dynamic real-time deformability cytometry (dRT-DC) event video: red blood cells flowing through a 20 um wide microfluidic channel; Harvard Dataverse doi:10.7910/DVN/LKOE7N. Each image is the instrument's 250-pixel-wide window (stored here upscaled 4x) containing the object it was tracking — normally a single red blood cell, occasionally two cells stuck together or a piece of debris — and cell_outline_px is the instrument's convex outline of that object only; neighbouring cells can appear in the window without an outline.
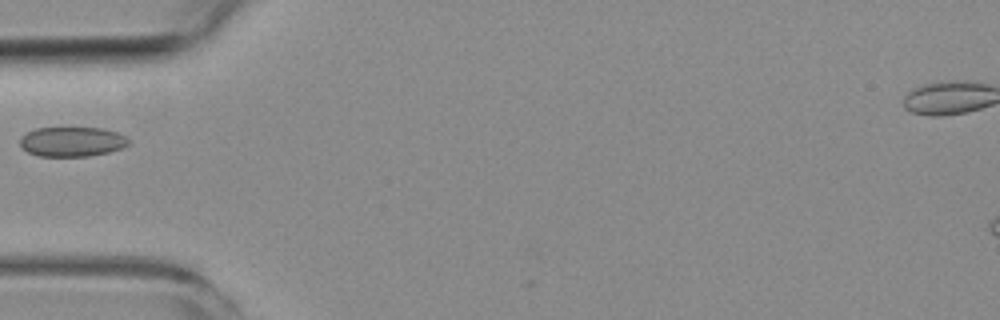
{"species": "common noctule bat (a hibernating species)", "species_latin": "Nyctalus noctula", "temperature_condition": "room temperature", "stored_images_in_passage": 5, "camera_frame_rate_fps": 3000, "um_per_image_px": 0.085, "animal": {"sex": "female", "body_mass_g": 19.3, "forearm_length_mm": 54.1}, "frame": {"image": 1, "passage_image": 5, "time_ms": 4.667, "image_size_px": [1000, 320], "cell_outline_px": [[128, 144], [124, 148], [108, 152], [88, 156], [40, 156], [28, 152], [20, 144], [20, 136], [36, 128], [104, 128], [116, 132], [124, 136], [128, 140]], "centroid_in_image_um": [6.12, 12.04], "position_along_channel_um": 78.9, "area_um2": 18.67}}